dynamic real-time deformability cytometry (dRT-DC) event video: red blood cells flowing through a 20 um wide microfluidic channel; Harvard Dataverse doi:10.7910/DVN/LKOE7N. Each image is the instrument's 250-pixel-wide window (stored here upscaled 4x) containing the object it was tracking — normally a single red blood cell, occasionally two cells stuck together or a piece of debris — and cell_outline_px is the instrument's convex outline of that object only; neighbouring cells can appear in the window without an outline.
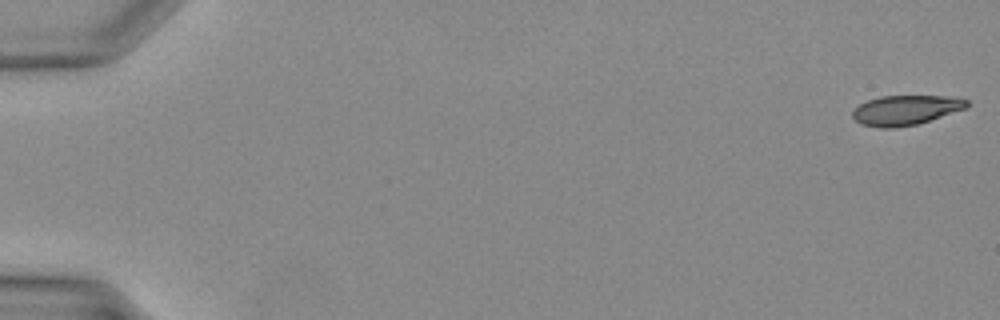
{"species": "Egyptian fruit bat (a non-hibernating species)", "species_latin": "Rousettus aegyptiacus", "temperature_condition": "warm", "stored_images_in_passage": 11, "camera_frame_rate_fps": 3000, "um_per_image_px": 0.085, "animal": {"sex": "female"}, "frame": {"image": 1, "passage_image": 1, "time_ms": 0.0, "image_size_px": [1000, 320], "cell_outline_px": [[968, 108], [916, 124], [896, 128], [880, 128], [860, 124], [852, 116], [852, 112], [860, 104], [868, 100], [880, 96], [948, 96], [968, 100]], "centroid_in_image_um": [76.98, 9.36], "position_along_channel_um": 8.0, "area_um2": 19.77}}
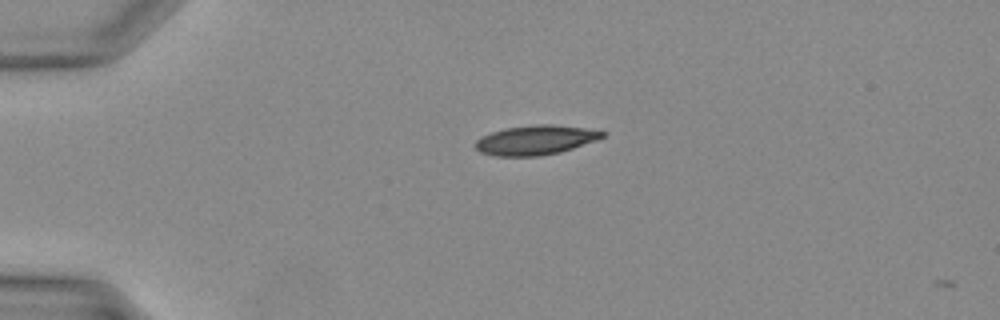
{"frame": {"image": 2, "passage_image": 10, "time_ms": 3.0, "image_size_px": [1000, 320], "cell_outline_px": [[608, 132], [604, 136], [596, 140], [560, 152], [540, 156], [496, 156], [480, 152], [472, 144], [480, 136], [504, 128], [536, 124], [552, 124], [584, 128]], "centroid_in_image_um": [45.48, 11.9], "position_along_channel_um": 39.5, "area_um2": 21.91}}